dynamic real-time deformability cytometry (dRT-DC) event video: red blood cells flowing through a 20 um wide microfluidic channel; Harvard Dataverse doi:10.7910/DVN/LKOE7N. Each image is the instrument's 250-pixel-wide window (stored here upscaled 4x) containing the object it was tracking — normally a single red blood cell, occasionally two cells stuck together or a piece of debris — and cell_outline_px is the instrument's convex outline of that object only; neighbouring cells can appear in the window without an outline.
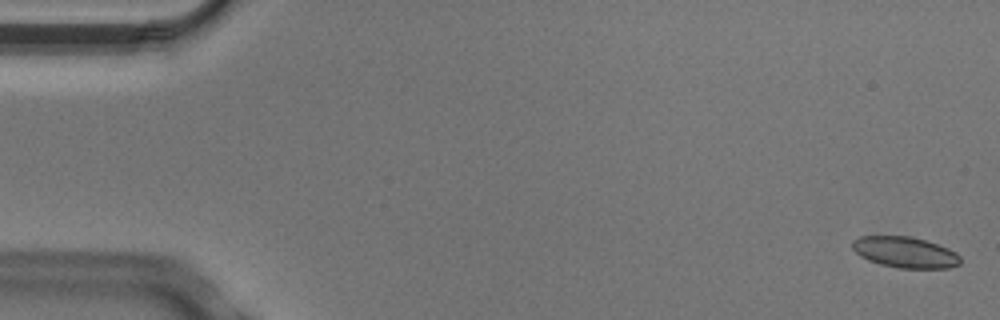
{"species": "Egyptian fruit bat (a non-hibernating species)", "species_latin": "Rousettus aegyptiacus", "temperature_condition": "cold", "stored_images_in_passage": 4, "camera_frame_rate_fps": 3000, "um_per_image_px": 0.085, "animal": {"sex": "male"}, "frame": {"image": 1, "passage_image": 1, "time_ms": 0.0, "image_size_px": [1000, 320], "cell_outline_px": [[960, 264], [948, 268], [900, 268], [880, 264], [868, 260], [860, 256], [852, 248], [852, 240], [860, 236], [908, 236], [924, 240], [948, 248], [956, 252], [960, 256]], "centroid_in_image_um": [76.92, 21.44], "position_along_channel_um": 8.1, "area_um2": 19.42}}
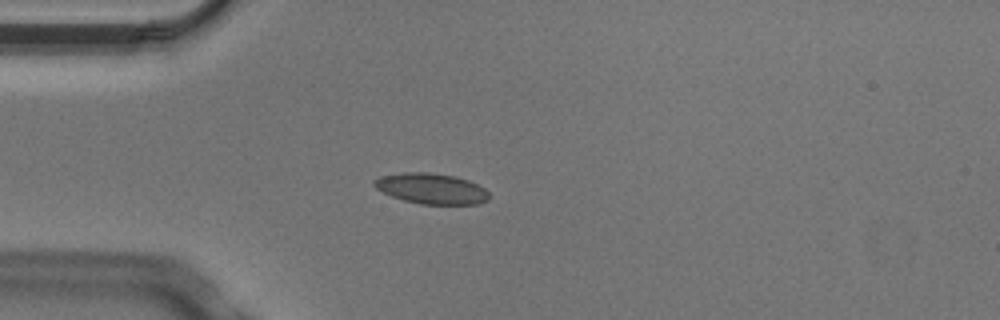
{"frame": {"image": 2, "passage_image": 4, "time_ms": 1.0, "image_size_px": [1000, 320], "cell_outline_px": [[488, 200], [476, 204], [420, 204], [404, 200], [392, 196], [376, 188], [372, 184], [372, 180], [380, 176], [404, 172], [428, 172], [456, 176], [468, 180], [484, 188], [488, 192]], "centroid_in_image_um": [36.64, 16.02], "position_along_channel_um": 48.4, "area_um2": 20.46}}